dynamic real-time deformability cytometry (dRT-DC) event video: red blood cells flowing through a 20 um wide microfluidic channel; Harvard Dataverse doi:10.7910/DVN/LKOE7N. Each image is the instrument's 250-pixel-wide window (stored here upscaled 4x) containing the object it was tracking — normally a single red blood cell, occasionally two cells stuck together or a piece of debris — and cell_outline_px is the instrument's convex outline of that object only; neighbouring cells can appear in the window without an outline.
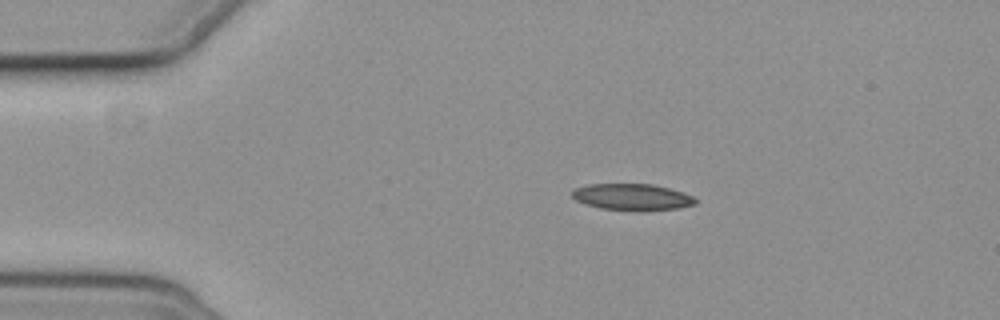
{"species": "common noctule bat (a hibernating species)", "species_latin": "Nyctalus noctula", "temperature_condition": "cold", "stored_images_in_passage": 8, "camera_frame_rate_fps": 3000, "um_per_image_px": 0.085, "animal": {"sex": "female", "body_mass_g": 19.3, "forearm_length_mm": 54.1}, "frame": {"image": 1, "passage_image": 2, "time_ms": 2.0, "image_size_px": [1000, 320], "cell_outline_px": [[696, 204], [676, 208], [600, 208], [576, 200], [572, 196], [572, 188], [588, 184], [652, 184], [668, 188], [692, 196], [696, 200]], "centroid_in_image_um": [53.66, 16.69], "position_along_channel_um": 31.3, "area_um2": 17.98}}
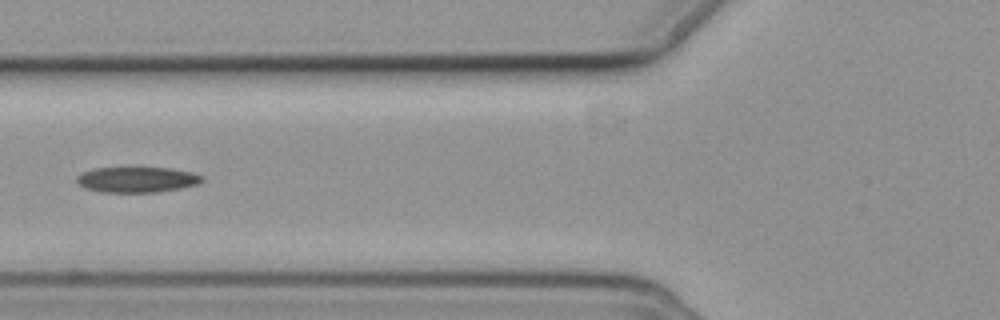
{"frame": {"image": 2, "passage_image": 5, "time_ms": 5.667, "image_size_px": [1000, 320], "cell_outline_px": [[204, 180], [200, 184], [180, 188], [156, 192], [100, 192], [84, 188], [76, 180], [76, 176], [80, 172], [96, 168], [172, 168], [192, 172], [204, 176]], "centroid_in_image_um": [11.66, 15.27], "position_along_channel_um": 114.1, "area_um2": 18.79}}
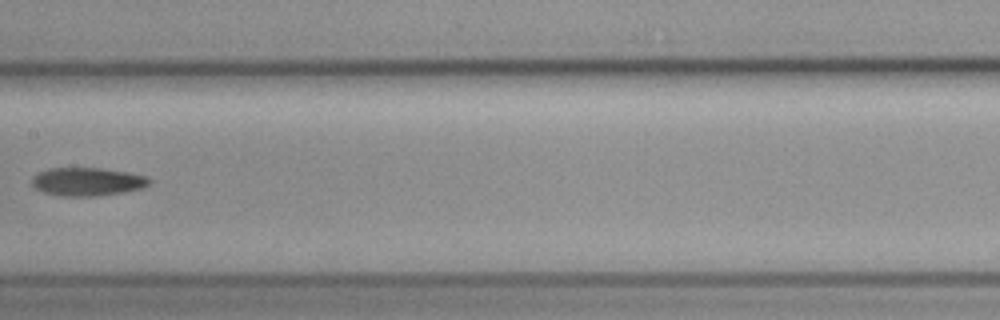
{"frame": {"image": 3, "passage_image": 7, "time_ms": 8.0, "image_size_px": [1000, 320], "cell_outline_px": [[152, 184], [144, 188], [124, 192], [96, 196], [60, 196], [44, 192], [36, 188], [32, 184], [32, 180], [40, 172], [52, 168], [100, 168], [128, 172], [148, 176], [152, 180]], "centroid_in_image_um": [7.52, 15.45], "position_along_channel_um": 199.9, "area_um2": 19.36}}